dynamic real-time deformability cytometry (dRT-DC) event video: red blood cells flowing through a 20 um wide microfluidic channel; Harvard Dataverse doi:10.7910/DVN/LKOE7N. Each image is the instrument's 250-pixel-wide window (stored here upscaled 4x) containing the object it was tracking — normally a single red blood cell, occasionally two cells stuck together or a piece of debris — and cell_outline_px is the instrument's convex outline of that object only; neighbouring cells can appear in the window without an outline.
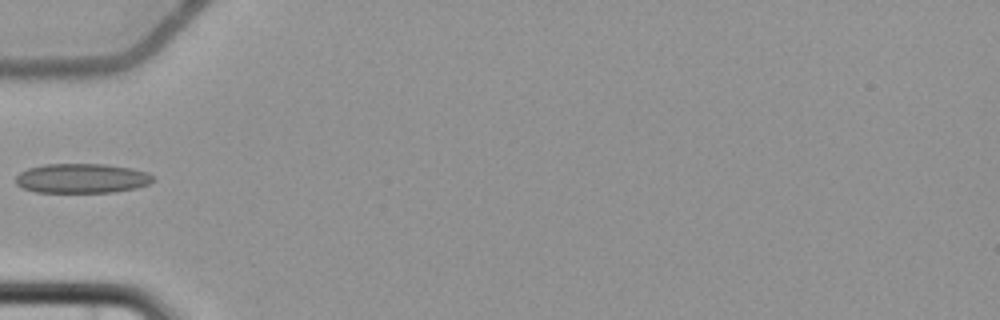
{"species": "common noctule bat (a hibernating species)", "species_latin": "Nyctalus noctula", "temperature_condition": "cold", "stored_images_in_passage": 5, "camera_frame_rate_fps": 3000, "um_per_image_px": 0.085, "animal": {"sex": "female", "body_mass_g": 22.7, "forearm_length_mm": 54.2}, "frame": {"image": 1, "passage_image": 4, "time_ms": 4.667, "image_size_px": [1000, 320], "cell_outline_px": [[156, 180], [148, 184], [136, 188], [112, 192], [36, 192], [24, 188], [16, 184], [16, 176], [20, 172], [28, 168], [44, 164], [104, 164], [132, 168], [148, 172]], "centroid_in_image_um": [6.97, 15.15], "position_along_channel_um": 78.0, "area_um2": 23.7}}
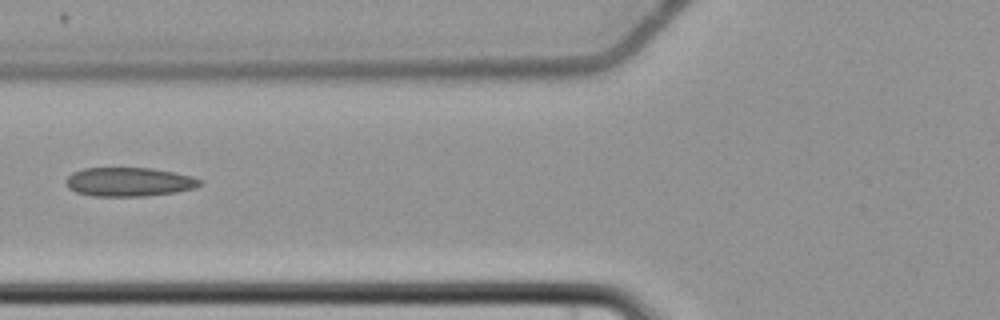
{"frame": {"image": 2, "passage_image": 5, "time_ms": 5.667, "image_size_px": [1000, 320], "cell_outline_px": [[200, 184], [196, 188], [176, 192], [148, 196], [92, 196], [76, 192], [68, 188], [64, 184], [64, 180], [72, 172], [84, 168], [152, 168], [192, 176], [200, 180]], "centroid_in_image_um": [10.92, 15.46], "position_along_channel_um": 114.9, "area_um2": 22.72}}